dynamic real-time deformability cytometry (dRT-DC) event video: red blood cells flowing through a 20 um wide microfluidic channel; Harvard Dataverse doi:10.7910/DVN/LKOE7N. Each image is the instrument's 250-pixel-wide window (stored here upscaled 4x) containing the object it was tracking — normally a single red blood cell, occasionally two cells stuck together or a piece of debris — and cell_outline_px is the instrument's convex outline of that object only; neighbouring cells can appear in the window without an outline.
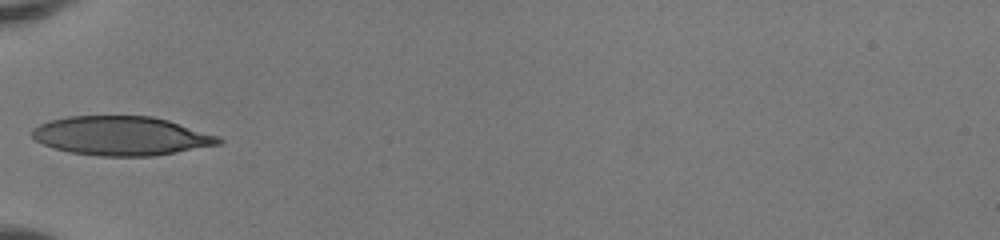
{"species": "human", "species_latin": "Homo sapiens", "temperature_condition": "room temperature", "stored_images_in_passage": 32, "camera_frame_rate_fps": 3000, "um_per_image_px": 0.085, "donor": {"sex": "female"}, "frame": {"image": 1, "passage_image": 1, "time_ms": 0.0, "image_size_px": [1000, 240], "cell_outline_px": [[224, 140], [220, 144], [176, 152], [152, 156], [100, 156], [72, 152], [56, 148], [44, 144], [36, 140], [32, 136], [32, 128], [40, 124], [52, 120], [68, 116], [152, 116], [168, 120], [220, 136]], "centroid_in_image_um": [10.34, 11.54], "position_along_channel_um": 74.7, "area_um2": 42.19}}
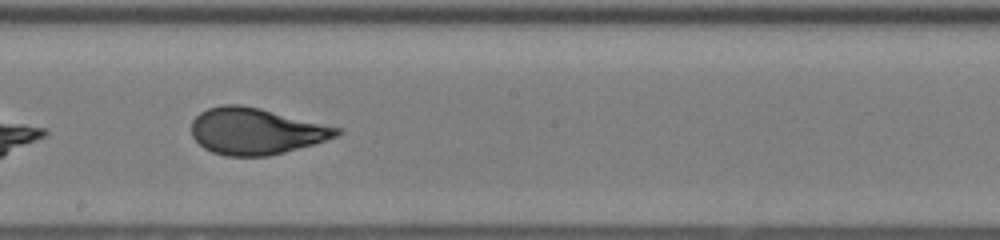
{"frame": {"image": 2, "passage_image": 12, "time_ms": 3.667, "image_size_px": [1000, 240], "cell_outline_px": [[340, 132], [336, 136], [312, 144], [284, 152], [268, 156], [228, 156], [212, 152], [204, 148], [192, 136], [192, 120], [200, 112], [208, 108], [224, 104], [240, 104], [260, 108], [340, 128]], "centroid_in_image_um": [21.69, 11.14], "position_along_channel_um": 226.5, "area_um2": 38.9}}
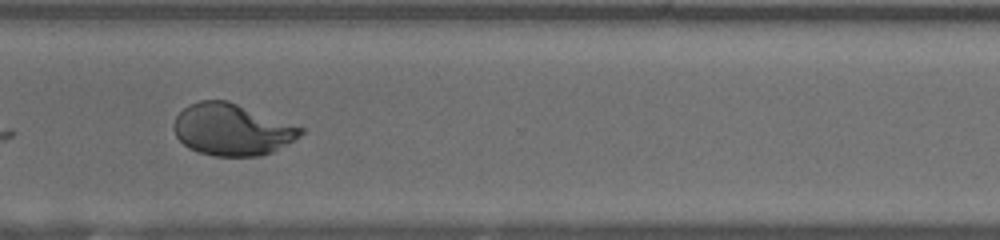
{"frame": {"image": 3, "passage_image": 21, "time_ms": 6.667, "image_size_px": [1000, 240], "cell_outline_px": [[304, 132], [300, 136], [272, 152], [260, 156], [216, 156], [200, 152], [188, 148], [176, 136], [172, 128], [172, 124], [176, 116], [188, 104], [200, 100], [228, 100], [304, 128]], "centroid_in_image_um": [19.69, 11.0], "position_along_channel_um": 350.9, "area_um2": 38.21}, "authors_computed_cell_mechanics": {"area_um2": 39.4774, "velocity_mm_per_s": 4.1534, "shape_relaxation_time_tau1_ms": 6.2201, "shape_relaxation_time_tau2_ms": null, "deformation_change_tau1": 0.2621, "deformation_change_tau2": null}}